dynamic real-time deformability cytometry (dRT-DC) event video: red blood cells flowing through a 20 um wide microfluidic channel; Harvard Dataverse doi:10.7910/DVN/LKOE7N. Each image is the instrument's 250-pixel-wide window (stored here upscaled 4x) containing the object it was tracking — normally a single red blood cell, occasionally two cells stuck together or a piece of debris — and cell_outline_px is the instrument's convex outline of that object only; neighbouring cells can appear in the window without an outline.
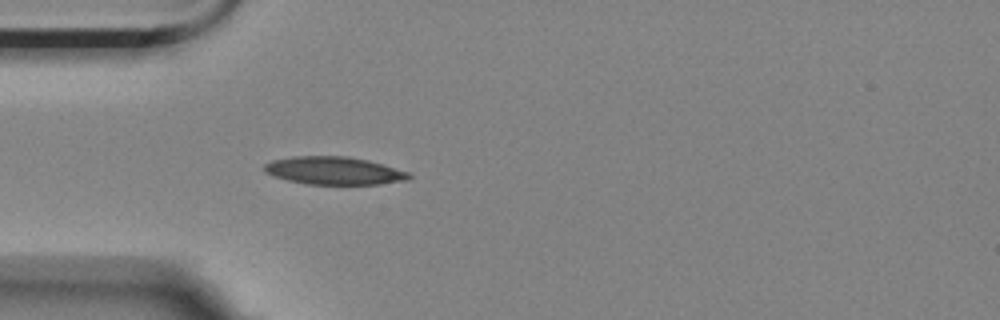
{"species": "Egyptian fruit bat (a non-hibernating species)", "species_latin": "Rousettus aegyptiacus", "temperature_condition": "room temperature", "stored_images_in_passage": 41, "camera_frame_rate_fps": 3000, "um_per_image_px": 0.085, "animal": {"sex": "female"}, "frame": {"image": 1, "passage_image": 1, "time_ms": 0.0, "image_size_px": [1000, 320], "cell_outline_px": [[412, 176], [408, 180], [380, 184], [304, 184], [288, 180], [264, 172], [264, 164], [272, 160], [292, 156], [348, 156], [368, 160], [408, 172]], "centroid_in_image_um": [28.38, 14.5], "position_along_channel_um": 56.6, "area_um2": 23.41}}
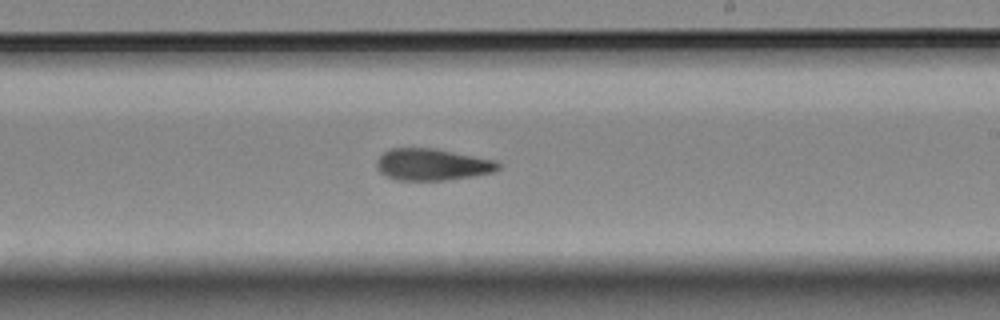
{"frame": {"image": 2, "passage_image": 18, "time_ms": 5.667, "image_size_px": [1000, 320], "cell_outline_px": [[500, 168], [492, 172], [472, 176], [444, 180], [396, 180], [384, 176], [376, 168], [376, 160], [384, 152], [392, 148], [436, 148], [496, 160], [500, 164]], "centroid_in_image_um": [36.71, 13.98], "position_along_channel_um": 252.3, "area_um2": 22.6}}
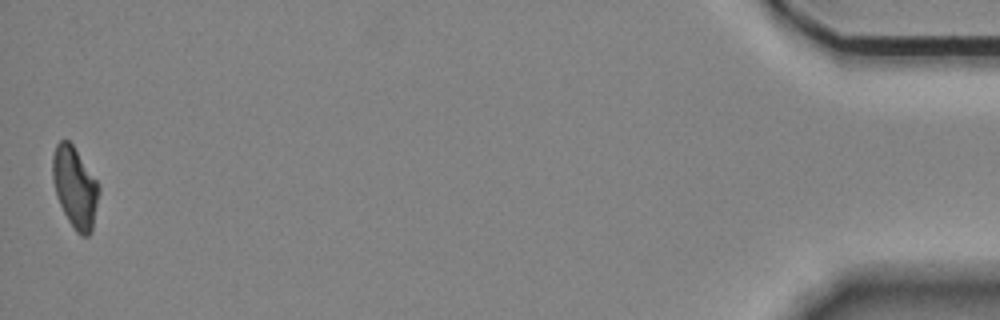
{"frame": {"image": 3, "passage_image": 41, "time_ms": 13.333, "image_size_px": [1000, 320], "cell_outline_px": [[100, 192], [92, 232], [88, 236], [80, 236], [76, 232], [68, 220], [56, 196], [52, 176], [52, 156], [56, 144], [60, 140], [68, 140], [72, 144], [100, 184]], "centroid_in_image_um": [6.39, 15.94], "position_along_channel_um": 428.8, "area_um2": 22.08}, "authors_computed_cell_mechanics": {"area_um2": 22.542, "velocity_mm_per_s": 3.5039, "shape_relaxation_time_tau1_ms": null, "shape_relaxation_time_tau2_ms": 6.261, "deformation_change_tau1": null, "deformation_change_tau2": 0.1286}}